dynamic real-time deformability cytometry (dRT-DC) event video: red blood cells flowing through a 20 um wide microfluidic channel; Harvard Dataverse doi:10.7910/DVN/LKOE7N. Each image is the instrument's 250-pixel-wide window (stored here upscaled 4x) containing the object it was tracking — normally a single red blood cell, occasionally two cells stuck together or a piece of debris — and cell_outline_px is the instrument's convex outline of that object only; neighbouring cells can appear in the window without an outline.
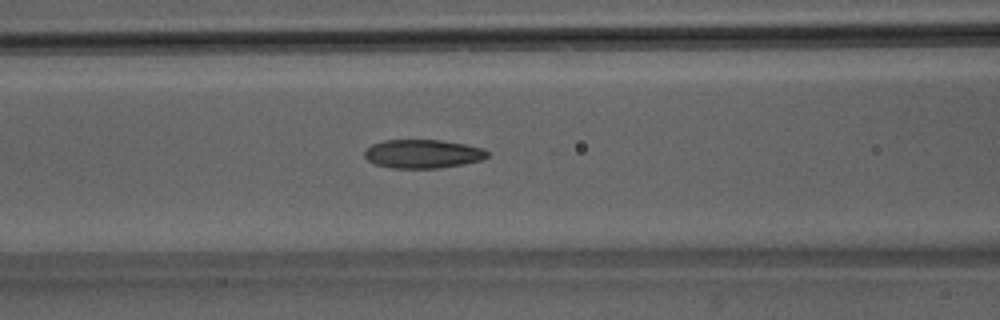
{"species": "Egyptian fruit bat (a non-hibernating species)", "species_latin": "Rousettus aegyptiacus", "temperature_condition": "room temperature", "stored_images_in_passage": 50, "camera_frame_rate_fps": 3000, "um_per_image_px": 0.085, "animal": {"sex": "male"}, "frame": {"image": 1, "passage_image": 21, "time_ms": 6.667, "image_size_px": [1000, 320], "cell_outline_px": [[488, 156], [480, 160], [464, 164], [436, 168], [392, 168], [376, 164], [368, 160], [364, 156], [364, 152], [372, 144], [384, 140], [440, 140], [464, 144], [484, 148], [488, 152]], "centroid_in_image_um": [35.94, 13.07], "position_along_channel_um": 130.7, "area_um2": 20.4}}
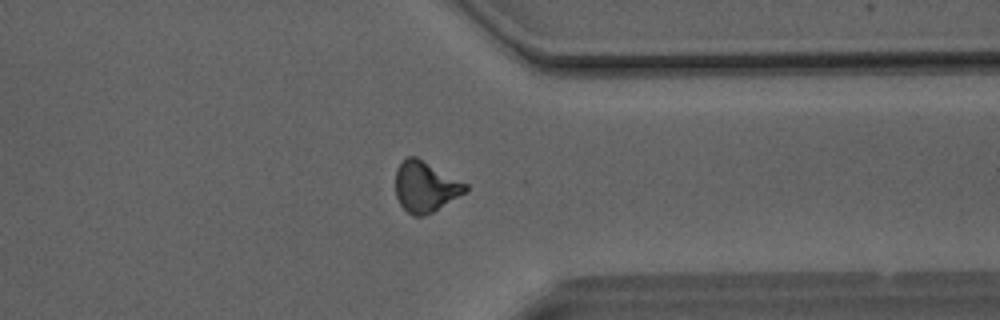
{"frame": {"image": 2, "passage_image": 39, "time_ms": 12.667, "image_size_px": [1000, 320], "cell_outline_px": [[468, 192], [432, 212], [424, 216], [412, 216], [400, 204], [396, 196], [396, 168], [408, 156], [416, 156], [468, 184]], "centroid_in_image_um": [36.18, 15.88], "position_along_channel_um": 375.2, "area_um2": 20.69}}
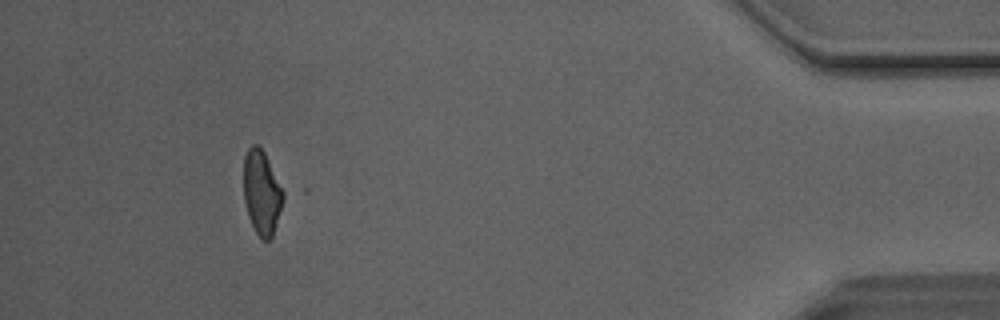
{"frame": {"image": 3, "passage_image": 46, "time_ms": 15.0, "image_size_px": [1000, 320], "cell_outline_px": [[288, 192], [272, 236], [268, 240], [260, 240], [248, 216], [244, 200], [244, 156], [248, 148], [252, 144], [256, 144], [264, 152]], "centroid_in_image_um": [22.31, 16.35], "position_along_channel_um": 412.9, "area_um2": 20.11}, "authors_computed_cell_mechanics": {"area_um2": 20.7213, "velocity_mm_per_s": 4.1355, "shape_relaxation_time_tau1_ms": null, "shape_relaxation_time_tau2_ms": 2.2178, "deformation_change_tau1": null, "deformation_change_tau2": 0.1019}}